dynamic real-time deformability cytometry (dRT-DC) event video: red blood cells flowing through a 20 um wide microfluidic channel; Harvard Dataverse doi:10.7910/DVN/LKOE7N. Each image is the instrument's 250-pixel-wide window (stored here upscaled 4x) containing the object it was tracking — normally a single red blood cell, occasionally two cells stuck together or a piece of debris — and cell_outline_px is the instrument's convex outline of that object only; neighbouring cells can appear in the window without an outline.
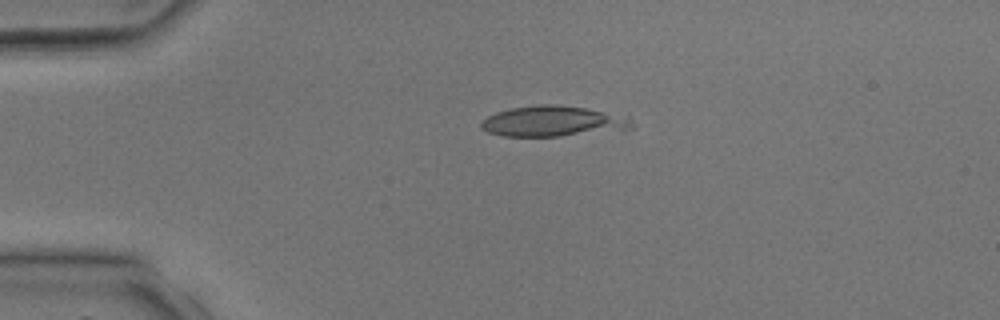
{"species": "common noctule bat (a hibernating species)", "species_latin": "Nyctalus noctula", "temperature_condition": "room temperature", "stored_images_in_passage": 3, "camera_frame_rate_fps": 3000, "um_per_image_px": 0.085, "animal": {"sex": "male", "body_mass_g": 17.9, "forearm_length_mm": 54.2}, "frame": {"image": 1, "passage_image": 2, "time_ms": 1.333, "image_size_px": [1000, 320], "cell_outline_px": [[636, 128], [560, 136], [500, 136], [488, 132], [480, 128], [480, 124], [488, 116], [496, 112], [508, 108], [540, 104], [556, 104], [584, 108], [628, 116]], "centroid_in_image_um": [46.99, 10.31], "position_along_channel_um": 38.0, "area_um2": 26.88}}